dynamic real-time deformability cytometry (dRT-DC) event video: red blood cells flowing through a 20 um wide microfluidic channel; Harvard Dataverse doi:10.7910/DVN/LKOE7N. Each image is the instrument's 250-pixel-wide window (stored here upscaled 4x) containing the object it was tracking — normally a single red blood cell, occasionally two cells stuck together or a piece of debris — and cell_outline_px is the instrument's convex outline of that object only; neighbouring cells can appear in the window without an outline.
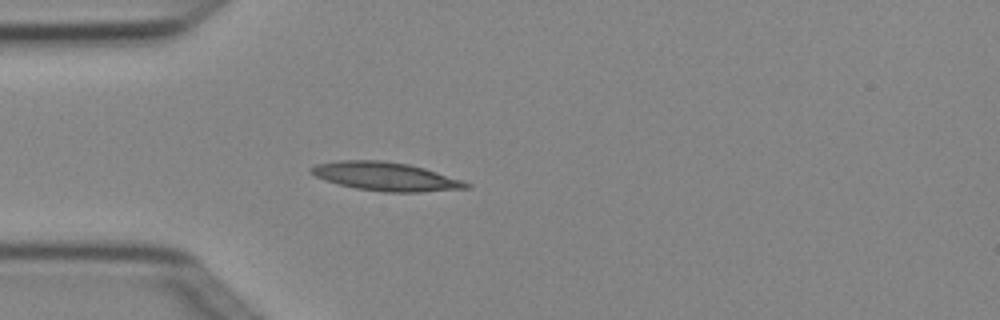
{"species": "Egyptian fruit bat (a non-hibernating species)", "species_latin": "Rousettus aegyptiacus", "temperature_condition": "cold", "stored_images_in_passage": 3, "camera_frame_rate_fps": 3000, "um_per_image_px": 0.085, "animal": {"sex": "female"}, "frame": {"image": 1, "passage_image": 3, "time_ms": 0.667, "image_size_px": [1000, 320], "cell_outline_px": [[472, 184], [468, 188], [420, 192], [384, 192], [356, 188], [324, 180], [308, 172], [308, 168], [316, 164], [340, 160], [384, 160], [408, 164], [424, 168]], "centroid_in_image_um": [32.73, 14.99], "position_along_channel_um": 52.3, "area_um2": 25.66}}